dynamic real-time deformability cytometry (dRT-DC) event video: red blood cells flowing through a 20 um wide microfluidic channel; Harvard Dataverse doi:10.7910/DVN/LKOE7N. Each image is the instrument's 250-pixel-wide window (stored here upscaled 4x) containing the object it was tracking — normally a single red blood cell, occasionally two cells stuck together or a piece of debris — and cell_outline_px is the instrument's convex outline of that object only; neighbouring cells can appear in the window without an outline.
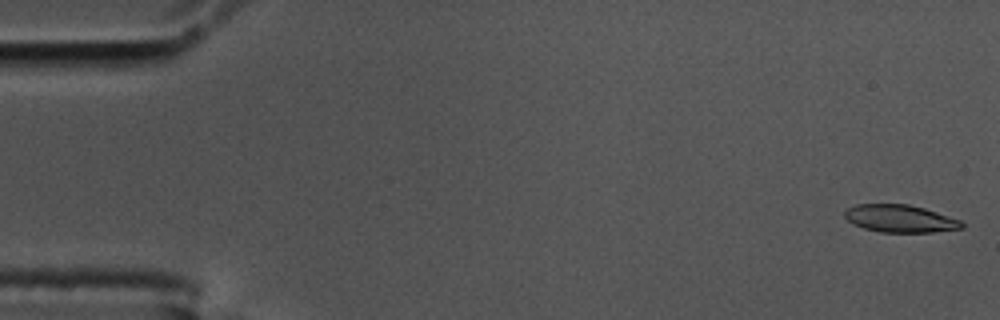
{"species": "common noctule bat (a hibernating species)", "species_latin": "Nyctalus noctula", "temperature_condition": "cold", "stored_images_in_passage": 57, "camera_frame_rate_fps": 3000, "um_per_image_px": 0.085, "animal": {"sex": "male", "body_mass_g": 17.5, "forearm_length_mm": 52.3}, "frame": {"image": 1, "passage_image": 1, "time_ms": 0.0, "image_size_px": [1000, 320], "cell_outline_px": [[964, 228], [932, 232], [880, 232], [864, 228], [848, 220], [844, 216], [844, 212], [848, 208], [856, 204], [908, 204], [924, 208], [960, 220], [964, 224]], "centroid_in_image_um": [76.51, 18.58], "position_along_channel_um": 8.5, "area_um2": 18.61}}
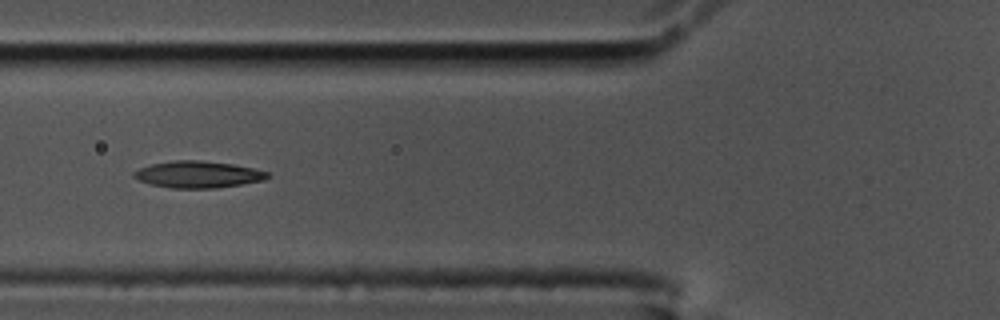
{"frame": {"image": 2, "passage_image": 21, "time_ms": 6.667, "image_size_px": [1000, 320], "cell_outline_px": [[272, 176], [264, 180], [216, 188], [172, 188], [148, 184], [132, 176], [132, 172], [140, 168], [152, 164], [176, 160], [196, 160], [232, 164], [252, 168], [268, 172]], "centroid_in_image_um": [16.82, 14.83], "position_along_channel_um": 109.0, "area_um2": 20.69}}
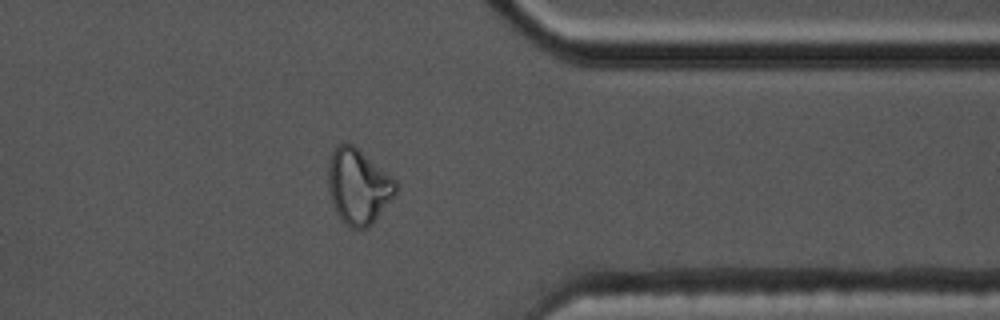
{"frame": {"image": 3, "passage_image": 45, "time_ms": 14.667, "image_size_px": [1000, 320], "cell_outline_px": [[396, 192], [372, 224], [368, 228], [348, 228], [340, 220], [336, 212], [328, 192], [328, 160], [332, 152], [344, 140], [352, 144], [392, 176], [396, 180]], "centroid_in_image_um": [30.42, 15.85], "position_along_channel_um": 381.0, "area_um2": 29.65}, "authors_computed_cell_mechanics": {"area_um2": 20.4034, "velocity_mm_per_s": 3.5183, "shape_relaxation_time_tau1_ms": null, "shape_relaxation_time_tau2_ms": 3.7625, "deformation_change_tau1": null, "deformation_change_tau2": 0.1177}}